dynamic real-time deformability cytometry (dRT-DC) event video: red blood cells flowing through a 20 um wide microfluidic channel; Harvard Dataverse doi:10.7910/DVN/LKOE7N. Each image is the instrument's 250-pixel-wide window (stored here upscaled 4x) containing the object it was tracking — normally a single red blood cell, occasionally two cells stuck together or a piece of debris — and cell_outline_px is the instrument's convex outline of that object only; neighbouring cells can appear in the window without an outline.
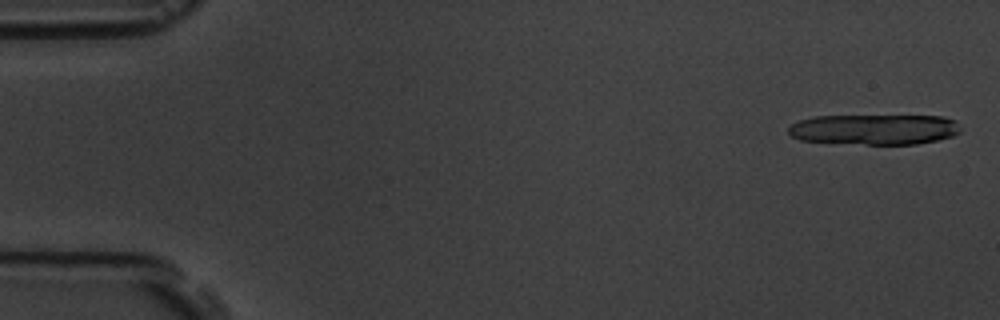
{"species": "common noctule bat (a hibernating species)", "species_latin": "Nyctalus noctula", "temperature_condition": "room temperature", "stored_images_in_passage": 4, "camera_frame_rate_fps": 3000, "um_per_image_px": 0.085, "animal": {"sex": "male", "body_mass_g": 19.5, "forearm_length_mm": 54.6}, "frame": {"image": 1, "passage_image": 1, "time_ms": 0.0, "image_size_px": [1000, 320], "cell_outline_px": [[960, 132], [952, 136], [936, 140], [916, 144], [864, 144], [800, 140], [792, 136], [788, 132], [788, 128], [792, 124], [800, 120], [812, 116], [944, 116], [956, 120], [960, 128]], "centroid_in_image_um": [74.34, 10.99], "position_along_channel_um": 10.7, "area_um2": 30.46}}